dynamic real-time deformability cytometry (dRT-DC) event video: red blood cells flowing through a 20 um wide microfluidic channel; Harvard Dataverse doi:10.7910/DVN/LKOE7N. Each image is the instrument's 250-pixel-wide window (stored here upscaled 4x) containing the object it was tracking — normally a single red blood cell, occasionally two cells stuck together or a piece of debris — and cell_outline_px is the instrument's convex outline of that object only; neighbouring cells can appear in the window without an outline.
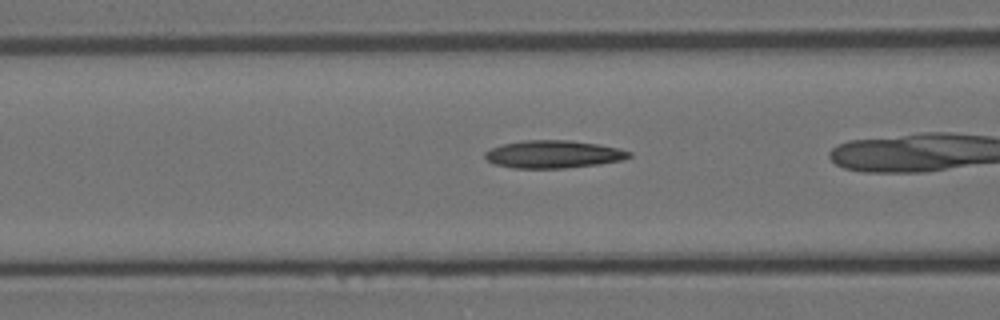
{"species": "Egyptian fruit bat (a non-hibernating species)", "species_latin": "Rousettus aegyptiacus", "temperature_condition": "room temperature", "stored_images_in_passage": 38, "camera_frame_rate_fps": 3000, "um_per_image_px": 0.085, "animal": {"sex": "female"}, "frame": {"image": 1, "passage_image": 16, "time_ms": 5.0, "image_size_px": [1000, 320], "cell_outline_px": [[632, 156], [624, 160], [600, 164], [564, 168], [512, 168], [496, 164], [488, 160], [484, 156], [484, 152], [492, 148], [504, 144], [524, 140], [568, 140], [600, 144], [620, 148], [632, 152]], "centroid_in_image_um": [47.1, 13.11], "position_along_channel_um": 119.5, "area_um2": 23.35}}
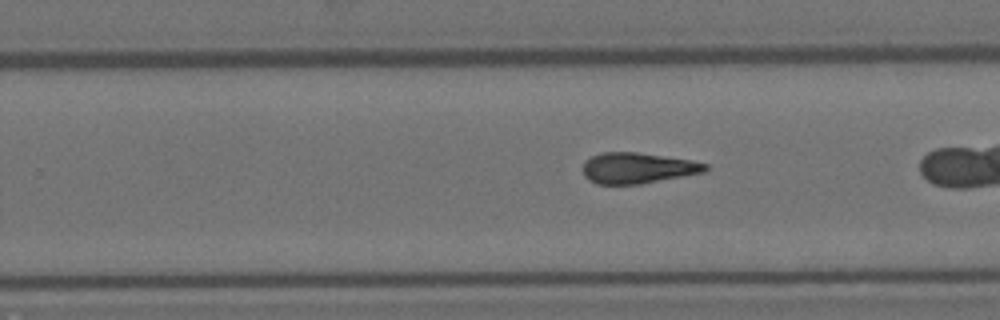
{"frame": {"image": 2, "passage_image": 29, "time_ms": 9.333, "image_size_px": [1000, 320], "cell_outline_px": [[708, 168], [704, 172], [640, 184], [596, 184], [588, 180], [584, 176], [584, 160], [592, 156], [604, 152], [636, 152], [692, 160], [708, 164]], "centroid_in_image_um": [54.18, 14.28], "position_along_channel_um": 275.6, "area_um2": 21.91}}
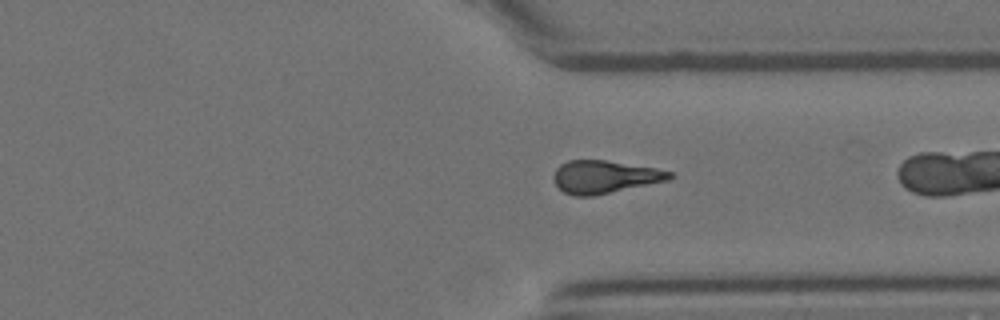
{"frame": {"image": 3, "passage_image": 36, "time_ms": 11.667, "image_size_px": [1000, 320], "cell_outline_px": [[672, 176], [668, 180], [592, 196], [576, 196], [564, 192], [552, 180], [552, 176], [556, 168], [560, 164], [568, 160], [604, 160], [656, 168], [672, 172]], "centroid_in_image_um": [51.34, 15.02], "position_along_channel_um": 360.1, "area_um2": 21.96}}